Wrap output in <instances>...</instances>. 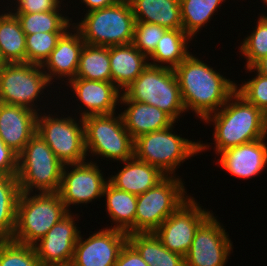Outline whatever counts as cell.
Returning a JSON list of instances; mask_svg holds the SVG:
<instances>
[{
  "mask_svg": "<svg viewBox=\"0 0 267 266\" xmlns=\"http://www.w3.org/2000/svg\"><path fill=\"white\" fill-rule=\"evenodd\" d=\"M186 112L202 119L217 112L236 91V83L189 54L174 69Z\"/></svg>",
  "mask_w": 267,
  "mask_h": 266,
  "instance_id": "cell-1",
  "label": "cell"
},
{
  "mask_svg": "<svg viewBox=\"0 0 267 266\" xmlns=\"http://www.w3.org/2000/svg\"><path fill=\"white\" fill-rule=\"evenodd\" d=\"M203 121L214 123L213 144L217 155L229 148L266 138L264 112L236 91L217 112Z\"/></svg>",
  "mask_w": 267,
  "mask_h": 266,
  "instance_id": "cell-2",
  "label": "cell"
},
{
  "mask_svg": "<svg viewBox=\"0 0 267 266\" xmlns=\"http://www.w3.org/2000/svg\"><path fill=\"white\" fill-rule=\"evenodd\" d=\"M31 194H19L12 240L33 246L69 211L57 192Z\"/></svg>",
  "mask_w": 267,
  "mask_h": 266,
  "instance_id": "cell-3",
  "label": "cell"
},
{
  "mask_svg": "<svg viewBox=\"0 0 267 266\" xmlns=\"http://www.w3.org/2000/svg\"><path fill=\"white\" fill-rule=\"evenodd\" d=\"M173 126L134 139V157L157 167L166 176H174L183 161L209 149L207 143L193 142L172 133Z\"/></svg>",
  "mask_w": 267,
  "mask_h": 266,
  "instance_id": "cell-4",
  "label": "cell"
},
{
  "mask_svg": "<svg viewBox=\"0 0 267 266\" xmlns=\"http://www.w3.org/2000/svg\"><path fill=\"white\" fill-rule=\"evenodd\" d=\"M82 19L72 25L86 44L110 47L133 42L136 20L128 0L87 12Z\"/></svg>",
  "mask_w": 267,
  "mask_h": 266,
  "instance_id": "cell-5",
  "label": "cell"
},
{
  "mask_svg": "<svg viewBox=\"0 0 267 266\" xmlns=\"http://www.w3.org/2000/svg\"><path fill=\"white\" fill-rule=\"evenodd\" d=\"M120 100H132L155 106L175 122L186 112L180 87L172 68L147 65L123 91Z\"/></svg>",
  "mask_w": 267,
  "mask_h": 266,
  "instance_id": "cell-6",
  "label": "cell"
},
{
  "mask_svg": "<svg viewBox=\"0 0 267 266\" xmlns=\"http://www.w3.org/2000/svg\"><path fill=\"white\" fill-rule=\"evenodd\" d=\"M64 164L36 133L18 155L17 179L20 192L56 193Z\"/></svg>",
  "mask_w": 267,
  "mask_h": 266,
  "instance_id": "cell-7",
  "label": "cell"
},
{
  "mask_svg": "<svg viewBox=\"0 0 267 266\" xmlns=\"http://www.w3.org/2000/svg\"><path fill=\"white\" fill-rule=\"evenodd\" d=\"M177 177L165 176L154 187L137 195L135 233L155 232L190 198L186 196L182 178Z\"/></svg>",
  "mask_w": 267,
  "mask_h": 266,
  "instance_id": "cell-8",
  "label": "cell"
},
{
  "mask_svg": "<svg viewBox=\"0 0 267 266\" xmlns=\"http://www.w3.org/2000/svg\"><path fill=\"white\" fill-rule=\"evenodd\" d=\"M83 119L86 154L126 161L134 157V139L121 114L91 115ZM90 149V150H89Z\"/></svg>",
  "mask_w": 267,
  "mask_h": 266,
  "instance_id": "cell-9",
  "label": "cell"
},
{
  "mask_svg": "<svg viewBox=\"0 0 267 266\" xmlns=\"http://www.w3.org/2000/svg\"><path fill=\"white\" fill-rule=\"evenodd\" d=\"M50 84L41 65L5 63L0 67V103L23 106L38 113L40 109L34 102Z\"/></svg>",
  "mask_w": 267,
  "mask_h": 266,
  "instance_id": "cell-10",
  "label": "cell"
},
{
  "mask_svg": "<svg viewBox=\"0 0 267 266\" xmlns=\"http://www.w3.org/2000/svg\"><path fill=\"white\" fill-rule=\"evenodd\" d=\"M37 116V131L56 157L64 164L87 161L85 149L84 123L80 118L59 117L52 114ZM81 122V123H80ZM80 124V125H79Z\"/></svg>",
  "mask_w": 267,
  "mask_h": 266,
  "instance_id": "cell-11",
  "label": "cell"
},
{
  "mask_svg": "<svg viewBox=\"0 0 267 266\" xmlns=\"http://www.w3.org/2000/svg\"><path fill=\"white\" fill-rule=\"evenodd\" d=\"M201 207L195 198L190 196L154 232L168 250L185 257L196 231L213 214Z\"/></svg>",
  "mask_w": 267,
  "mask_h": 266,
  "instance_id": "cell-12",
  "label": "cell"
},
{
  "mask_svg": "<svg viewBox=\"0 0 267 266\" xmlns=\"http://www.w3.org/2000/svg\"><path fill=\"white\" fill-rule=\"evenodd\" d=\"M96 164L97 162L90 160V162L64 165L57 193L69 212L71 204H87L96 198L103 197L104 187L108 180L103 177V172ZM68 166L72 169L71 171H68Z\"/></svg>",
  "mask_w": 267,
  "mask_h": 266,
  "instance_id": "cell-13",
  "label": "cell"
},
{
  "mask_svg": "<svg viewBox=\"0 0 267 266\" xmlns=\"http://www.w3.org/2000/svg\"><path fill=\"white\" fill-rule=\"evenodd\" d=\"M212 214L196 231L184 257L185 266H225L233 243Z\"/></svg>",
  "mask_w": 267,
  "mask_h": 266,
  "instance_id": "cell-14",
  "label": "cell"
},
{
  "mask_svg": "<svg viewBox=\"0 0 267 266\" xmlns=\"http://www.w3.org/2000/svg\"><path fill=\"white\" fill-rule=\"evenodd\" d=\"M127 241L126 232L108 227L100 229L85 240L80 235L71 263L74 266H114Z\"/></svg>",
  "mask_w": 267,
  "mask_h": 266,
  "instance_id": "cell-15",
  "label": "cell"
},
{
  "mask_svg": "<svg viewBox=\"0 0 267 266\" xmlns=\"http://www.w3.org/2000/svg\"><path fill=\"white\" fill-rule=\"evenodd\" d=\"M73 216L70 211L33 245L43 266L72 262L75 245L81 234L75 225L76 217Z\"/></svg>",
  "mask_w": 267,
  "mask_h": 266,
  "instance_id": "cell-16",
  "label": "cell"
},
{
  "mask_svg": "<svg viewBox=\"0 0 267 266\" xmlns=\"http://www.w3.org/2000/svg\"><path fill=\"white\" fill-rule=\"evenodd\" d=\"M37 116L23 106L0 103V138L18 155L36 134Z\"/></svg>",
  "mask_w": 267,
  "mask_h": 266,
  "instance_id": "cell-17",
  "label": "cell"
},
{
  "mask_svg": "<svg viewBox=\"0 0 267 266\" xmlns=\"http://www.w3.org/2000/svg\"><path fill=\"white\" fill-rule=\"evenodd\" d=\"M68 83L77 100H80L82 106L87 109L84 108L83 112H80L81 118L115 113L122 93L114 83L83 78H74Z\"/></svg>",
  "mask_w": 267,
  "mask_h": 266,
  "instance_id": "cell-18",
  "label": "cell"
},
{
  "mask_svg": "<svg viewBox=\"0 0 267 266\" xmlns=\"http://www.w3.org/2000/svg\"><path fill=\"white\" fill-rule=\"evenodd\" d=\"M265 138L241 144L218 153L219 164L231 175L249 179L258 176L267 167Z\"/></svg>",
  "mask_w": 267,
  "mask_h": 266,
  "instance_id": "cell-19",
  "label": "cell"
},
{
  "mask_svg": "<svg viewBox=\"0 0 267 266\" xmlns=\"http://www.w3.org/2000/svg\"><path fill=\"white\" fill-rule=\"evenodd\" d=\"M71 29L72 31L68 29L61 36L56 47L41 65L50 83L54 78H58L59 80L63 78L64 80V77H67L66 80L69 82L74 79L77 74L80 53L85 42L73 25H71Z\"/></svg>",
  "mask_w": 267,
  "mask_h": 266,
  "instance_id": "cell-20",
  "label": "cell"
},
{
  "mask_svg": "<svg viewBox=\"0 0 267 266\" xmlns=\"http://www.w3.org/2000/svg\"><path fill=\"white\" fill-rule=\"evenodd\" d=\"M120 104L128 105L121 115L125 128L133 139L175 124L167 113L155 106L132 100H120Z\"/></svg>",
  "mask_w": 267,
  "mask_h": 266,
  "instance_id": "cell-21",
  "label": "cell"
},
{
  "mask_svg": "<svg viewBox=\"0 0 267 266\" xmlns=\"http://www.w3.org/2000/svg\"><path fill=\"white\" fill-rule=\"evenodd\" d=\"M109 58L111 82L121 92L142 73L148 65V60H151L142 54L132 43L110 46Z\"/></svg>",
  "mask_w": 267,
  "mask_h": 266,
  "instance_id": "cell-22",
  "label": "cell"
},
{
  "mask_svg": "<svg viewBox=\"0 0 267 266\" xmlns=\"http://www.w3.org/2000/svg\"><path fill=\"white\" fill-rule=\"evenodd\" d=\"M123 163L122 170L110 176L108 181L116 188L134 195L145 193L166 176L157 167L135 157Z\"/></svg>",
  "mask_w": 267,
  "mask_h": 266,
  "instance_id": "cell-23",
  "label": "cell"
},
{
  "mask_svg": "<svg viewBox=\"0 0 267 266\" xmlns=\"http://www.w3.org/2000/svg\"><path fill=\"white\" fill-rule=\"evenodd\" d=\"M136 21L182 29L180 0H128Z\"/></svg>",
  "mask_w": 267,
  "mask_h": 266,
  "instance_id": "cell-24",
  "label": "cell"
},
{
  "mask_svg": "<svg viewBox=\"0 0 267 266\" xmlns=\"http://www.w3.org/2000/svg\"><path fill=\"white\" fill-rule=\"evenodd\" d=\"M106 197V211L112 222L116 225L110 229H116L127 234L135 233V214L137 195L120 190L109 181L104 187L103 197Z\"/></svg>",
  "mask_w": 267,
  "mask_h": 266,
  "instance_id": "cell-25",
  "label": "cell"
},
{
  "mask_svg": "<svg viewBox=\"0 0 267 266\" xmlns=\"http://www.w3.org/2000/svg\"><path fill=\"white\" fill-rule=\"evenodd\" d=\"M0 15V55L4 63L26 62V34L10 11Z\"/></svg>",
  "mask_w": 267,
  "mask_h": 266,
  "instance_id": "cell-26",
  "label": "cell"
},
{
  "mask_svg": "<svg viewBox=\"0 0 267 266\" xmlns=\"http://www.w3.org/2000/svg\"><path fill=\"white\" fill-rule=\"evenodd\" d=\"M128 242L149 266H185L184 257L168 250L154 232L128 234Z\"/></svg>",
  "mask_w": 267,
  "mask_h": 266,
  "instance_id": "cell-27",
  "label": "cell"
},
{
  "mask_svg": "<svg viewBox=\"0 0 267 266\" xmlns=\"http://www.w3.org/2000/svg\"><path fill=\"white\" fill-rule=\"evenodd\" d=\"M191 40L192 38L183 29L167 30L149 56L153 62L148 64L161 67L166 64L165 67L174 69L190 54L187 46Z\"/></svg>",
  "mask_w": 267,
  "mask_h": 266,
  "instance_id": "cell-28",
  "label": "cell"
},
{
  "mask_svg": "<svg viewBox=\"0 0 267 266\" xmlns=\"http://www.w3.org/2000/svg\"><path fill=\"white\" fill-rule=\"evenodd\" d=\"M75 78L111 82L109 47L85 43Z\"/></svg>",
  "mask_w": 267,
  "mask_h": 266,
  "instance_id": "cell-29",
  "label": "cell"
},
{
  "mask_svg": "<svg viewBox=\"0 0 267 266\" xmlns=\"http://www.w3.org/2000/svg\"><path fill=\"white\" fill-rule=\"evenodd\" d=\"M20 194L17 176L0 175V240H12Z\"/></svg>",
  "mask_w": 267,
  "mask_h": 266,
  "instance_id": "cell-30",
  "label": "cell"
},
{
  "mask_svg": "<svg viewBox=\"0 0 267 266\" xmlns=\"http://www.w3.org/2000/svg\"><path fill=\"white\" fill-rule=\"evenodd\" d=\"M61 5H59L53 11H46L40 13H14L19 20L21 28L25 34H34L39 32L45 33H65L70 29L72 19L68 16L64 17L61 11ZM68 17V18H67ZM70 19V20H69ZM71 22V23H70Z\"/></svg>",
  "mask_w": 267,
  "mask_h": 266,
  "instance_id": "cell-31",
  "label": "cell"
},
{
  "mask_svg": "<svg viewBox=\"0 0 267 266\" xmlns=\"http://www.w3.org/2000/svg\"><path fill=\"white\" fill-rule=\"evenodd\" d=\"M225 0H180L182 29L191 38L204 27Z\"/></svg>",
  "mask_w": 267,
  "mask_h": 266,
  "instance_id": "cell-32",
  "label": "cell"
},
{
  "mask_svg": "<svg viewBox=\"0 0 267 266\" xmlns=\"http://www.w3.org/2000/svg\"><path fill=\"white\" fill-rule=\"evenodd\" d=\"M0 266H43L34 246L0 240Z\"/></svg>",
  "mask_w": 267,
  "mask_h": 266,
  "instance_id": "cell-33",
  "label": "cell"
},
{
  "mask_svg": "<svg viewBox=\"0 0 267 266\" xmlns=\"http://www.w3.org/2000/svg\"><path fill=\"white\" fill-rule=\"evenodd\" d=\"M259 17L256 28L240 45V52L246 58V68L267 56V16L262 14Z\"/></svg>",
  "mask_w": 267,
  "mask_h": 266,
  "instance_id": "cell-34",
  "label": "cell"
},
{
  "mask_svg": "<svg viewBox=\"0 0 267 266\" xmlns=\"http://www.w3.org/2000/svg\"><path fill=\"white\" fill-rule=\"evenodd\" d=\"M64 33L26 34V62L42 65Z\"/></svg>",
  "mask_w": 267,
  "mask_h": 266,
  "instance_id": "cell-35",
  "label": "cell"
},
{
  "mask_svg": "<svg viewBox=\"0 0 267 266\" xmlns=\"http://www.w3.org/2000/svg\"><path fill=\"white\" fill-rule=\"evenodd\" d=\"M166 31L167 29L160 25L136 21L132 44L149 58L156 49L158 41Z\"/></svg>",
  "mask_w": 267,
  "mask_h": 266,
  "instance_id": "cell-36",
  "label": "cell"
},
{
  "mask_svg": "<svg viewBox=\"0 0 267 266\" xmlns=\"http://www.w3.org/2000/svg\"><path fill=\"white\" fill-rule=\"evenodd\" d=\"M256 74L255 78L249 79L247 82L244 81L245 83L240 87L236 85V92L246 101L265 112L267 110V77L258 72Z\"/></svg>",
  "mask_w": 267,
  "mask_h": 266,
  "instance_id": "cell-37",
  "label": "cell"
},
{
  "mask_svg": "<svg viewBox=\"0 0 267 266\" xmlns=\"http://www.w3.org/2000/svg\"><path fill=\"white\" fill-rule=\"evenodd\" d=\"M62 1V0H61ZM15 13H40L55 10L61 3L60 0H15Z\"/></svg>",
  "mask_w": 267,
  "mask_h": 266,
  "instance_id": "cell-38",
  "label": "cell"
},
{
  "mask_svg": "<svg viewBox=\"0 0 267 266\" xmlns=\"http://www.w3.org/2000/svg\"><path fill=\"white\" fill-rule=\"evenodd\" d=\"M18 154L0 138V175L17 176Z\"/></svg>",
  "mask_w": 267,
  "mask_h": 266,
  "instance_id": "cell-39",
  "label": "cell"
},
{
  "mask_svg": "<svg viewBox=\"0 0 267 266\" xmlns=\"http://www.w3.org/2000/svg\"><path fill=\"white\" fill-rule=\"evenodd\" d=\"M114 266H149L138 251L127 241L122 247Z\"/></svg>",
  "mask_w": 267,
  "mask_h": 266,
  "instance_id": "cell-40",
  "label": "cell"
},
{
  "mask_svg": "<svg viewBox=\"0 0 267 266\" xmlns=\"http://www.w3.org/2000/svg\"><path fill=\"white\" fill-rule=\"evenodd\" d=\"M119 1L120 0H81V2L86 5V8H88V10H86L87 12L112 6Z\"/></svg>",
  "mask_w": 267,
  "mask_h": 266,
  "instance_id": "cell-41",
  "label": "cell"
},
{
  "mask_svg": "<svg viewBox=\"0 0 267 266\" xmlns=\"http://www.w3.org/2000/svg\"><path fill=\"white\" fill-rule=\"evenodd\" d=\"M249 72L257 71L261 75L267 77V56L258 60L252 67L246 68Z\"/></svg>",
  "mask_w": 267,
  "mask_h": 266,
  "instance_id": "cell-42",
  "label": "cell"
},
{
  "mask_svg": "<svg viewBox=\"0 0 267 266\" xmlns=\"http://www.w3.org/2000/svg\"><path fill=\"white\" fill-rule=\"evenodd\" d=\"M264 126L267 135V110L264 112Z\"/></svg>",
  "mask_w": 267,
  "mask_h": 266,
  "instance_id": "cell-43",
  "label": "cell"
},
{
  "mask_svg": "<svg viewBox=\"0 0 267 266\" xmlns=\"http://www.w3.org/2000/svg\"><path fill=\"white\" fill-rule=\"evenodd\" d=\"M47 266H74L72 263H67V264H51Z\"/></svg>",
  "mask_w": 267,
  "mask_h": 266,
  "instance_id": "cell-44",
  "label": "cell"
},
{
  "mask_svg": "<svg viewBox=\"0 0 267 266\" xmlns=\"http://www.w3.org/2000/svg\"><path fill=\"white\" fill-rule=\"evenodd\" d=\"M3 64H5V63L3 62V59L1 58V55H0V67H1Z\"/></svg>",
  "mask_w": 267,
  "mask_h": 266,
  "instance_id": "cell-45",
  "label": "cell"
},
{
  "mask_svg": "<svg viewBox=\"0 0 267 266\" xmlns=\"http://www.w3.org/2000/svg\"><path fill=\"white\" fill-rule=\"evenodd\" d=\"M262 1H263L264 4L266 3L265 5L267 6V0H262Z\"/></svg>",
  "mask_w": 267,
  "mask_h": 266,
  "instance_id": "cell-46",
  "label": "cell"
}]
</instances>
